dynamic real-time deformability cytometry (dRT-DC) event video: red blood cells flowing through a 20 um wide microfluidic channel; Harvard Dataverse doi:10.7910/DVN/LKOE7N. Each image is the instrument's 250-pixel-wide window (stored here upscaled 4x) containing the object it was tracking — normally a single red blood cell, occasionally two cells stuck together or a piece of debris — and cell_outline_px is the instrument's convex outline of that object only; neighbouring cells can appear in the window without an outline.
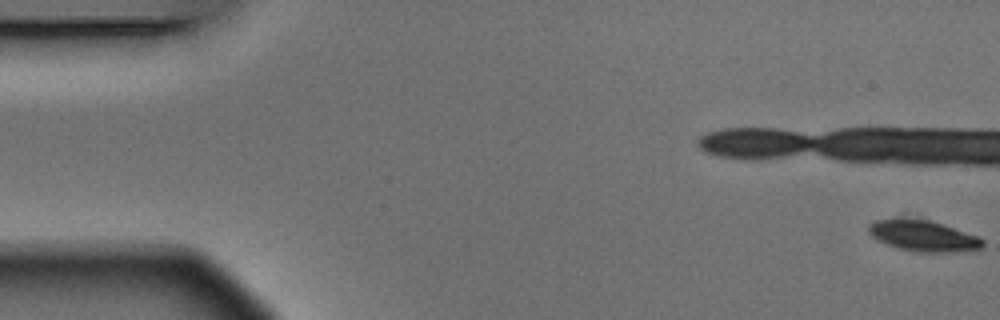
{"species": "Egyptian fruit bat (a non-hibernating species)", "species_latin": "Rousettus aegyptiacus", "temperature_condition": "warm", "stored_images_in_passage": 6, "camera_frame_rate_fps": 3000, "um_per_image_px": 0.085, "animal": {"sex": "male"}, "frame": {"image": 1, "passage_image": 1, "time_ms": 0.0, "image_size_px": [1000, 320], "cell_outline_px": [[984, 244], [980, 248], [948, 252], [916, 252], [896, 248], [872, 236], [868, 232], [868, 224], [876, 220], [928, 220], [980, 236], [984, 240]], "centroid_in_image_um": [78.5, 20.07], "position_along_channel_um": 6.5, "area_um2": 20.0}}
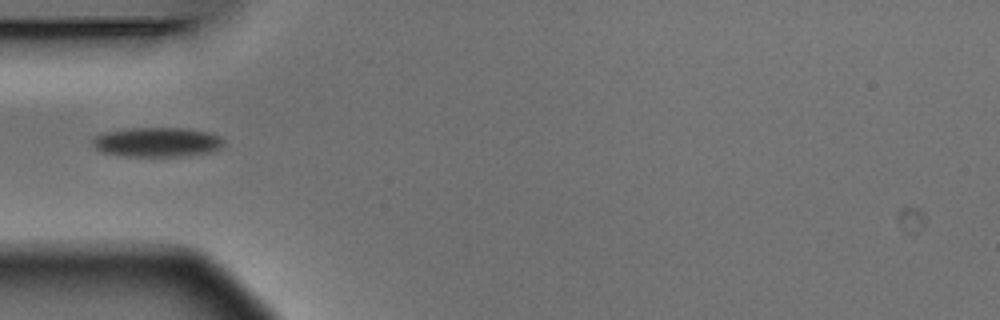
{"frame": {"image": 2, "passage_image": 6, "time_ms": 1.667, "image_size_px": [1000, 320], "cell_outline_px": [[224, 148], [212, 152], [188, 156], [120, 156], [100, 152], [92, 144], [92, 140], [100, 132], [132, 128], [184, 128], [208, 132], [220, 136], [224, 140]], "centroid_in_image_um": [13.37, 12.09], "position_along_channel_um": 71.6, "area_um2": 23.0}}